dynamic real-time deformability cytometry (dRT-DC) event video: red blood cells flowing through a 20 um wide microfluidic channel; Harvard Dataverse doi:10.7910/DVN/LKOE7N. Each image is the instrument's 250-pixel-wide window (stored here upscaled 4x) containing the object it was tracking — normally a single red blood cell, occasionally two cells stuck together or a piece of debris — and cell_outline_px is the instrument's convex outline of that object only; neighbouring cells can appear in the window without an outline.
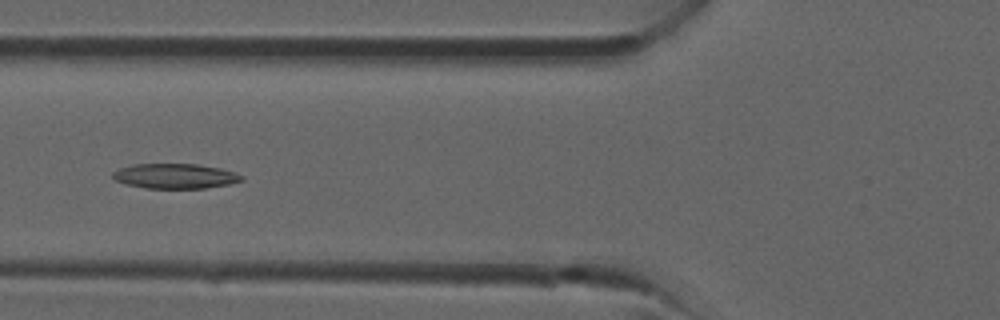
{"species": "common noctule bat (a hibernating species)", "species_latin": "Nyctalus noctula", "temperature_condition": "room temperature", "stored_images_in_passage": 37, "camera_frame_rate_fps": 3000, "um_per_image_px": 0.085, "animal": {"sex": "male", "forearm_length_mm": 52.5}, "frame": {"image": 1, "passage_image": 14, "time_ms": 4.333, "image_size_px": [1000, 320], "cell_outline_px": [[244, 180], [228, 184], [204, 188], [148, 188], [128, 184], [116, 180], [112, 176], [112, 172], [120, 168], [132, 164], [196, 164], [220, 168], [236, 172], [244, 176]], "centroid_in_image_um": [14.92, 14.96], "position_along_channel_um": 110.9, "area_um2": 18.61}}
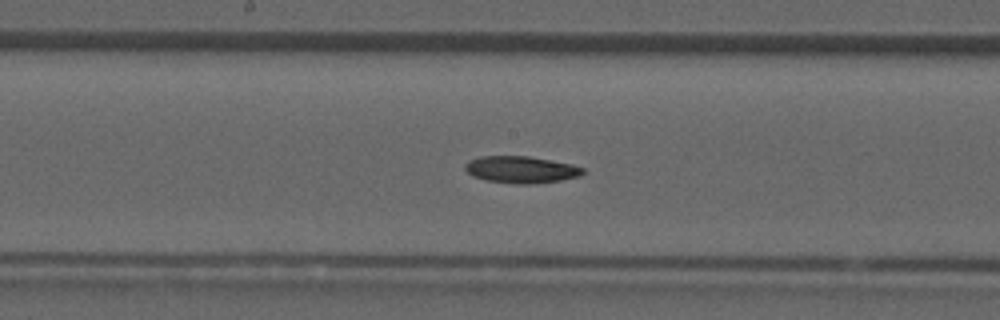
{"frame": {"image": 2, "passage_image": 19, "time_ms": 6.0, "image_size_px": [1000, 320], "cell_outline_px": [[584, 172], [580, 176], [560, 180], [532, 184], [516, 184], [484, 180], [472, 176], [464, 168], [464, 164], [468, 160], [480, 156], [528, 156], [572, 164], [584, 168]], "centroid_in_image_um": [44.26, 14.41], "position_along_channel_um": 203.9, "area_um2": 18.55}}
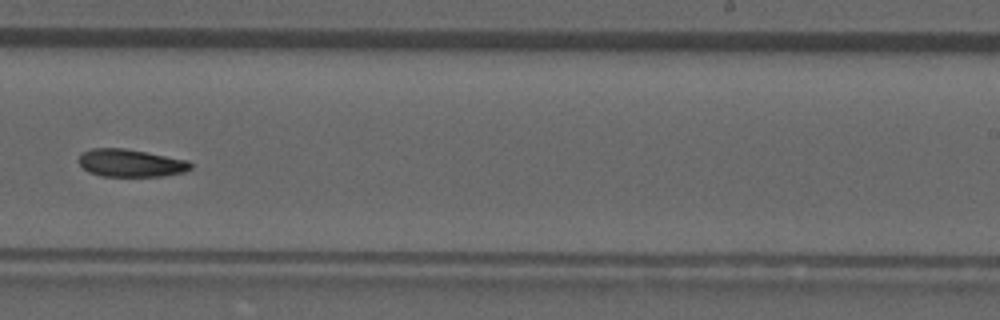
{"frame": {"image": 3, "passage_image": 23, "time_ms": 7.333, "image_size_px": [1000, 320], "cell_outline_px": [[192, 168], [184, 172], [164, 176], [100, 176], [88, 172], [80, 164], [80, 156], [84, 152], [92, 148], [124, 148], [188, 160], [192, 164]], "centroid_in_image_um": [11.13, 13.86], "position_along_channel_um": 277.9, "area_um2": 17.92}}